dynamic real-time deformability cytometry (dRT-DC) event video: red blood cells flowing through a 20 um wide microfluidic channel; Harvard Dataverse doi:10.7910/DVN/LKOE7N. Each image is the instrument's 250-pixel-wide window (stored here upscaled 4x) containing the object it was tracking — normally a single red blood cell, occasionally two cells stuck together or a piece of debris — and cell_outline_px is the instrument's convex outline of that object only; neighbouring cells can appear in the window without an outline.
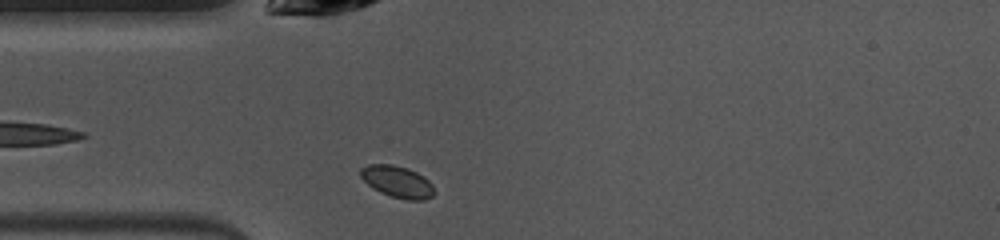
{"species": "common noctule bat (a hibernating species)", "species_latin": "Nyctalus noctula", "temperature_condition": "warm", "stored_images_in_passage": 5, "camera_frame_rate_fps": 3000, "um_per_image_px": 0.085, "animal": {"sex": "female", "body_mass_g": 10.0, "forearm_length_mm": 53.1}, "frame": {"image": 1, "passage_image": 1, "time_ms": 0.0, "image_size_px": [1000, 240], "cell_outline_px": [[436, 192], [432, 196], [424, 200], [404, 200], [380, 192], [372, 188], [360, 176], [360, 168], [368, 164], [392, 164], [408, 168], [424, 176], [432, 184]], "centroid_in_image_um": [33.79, 15.44], "position_along_channel_um": 51.2, "area_um2": 13.76}}